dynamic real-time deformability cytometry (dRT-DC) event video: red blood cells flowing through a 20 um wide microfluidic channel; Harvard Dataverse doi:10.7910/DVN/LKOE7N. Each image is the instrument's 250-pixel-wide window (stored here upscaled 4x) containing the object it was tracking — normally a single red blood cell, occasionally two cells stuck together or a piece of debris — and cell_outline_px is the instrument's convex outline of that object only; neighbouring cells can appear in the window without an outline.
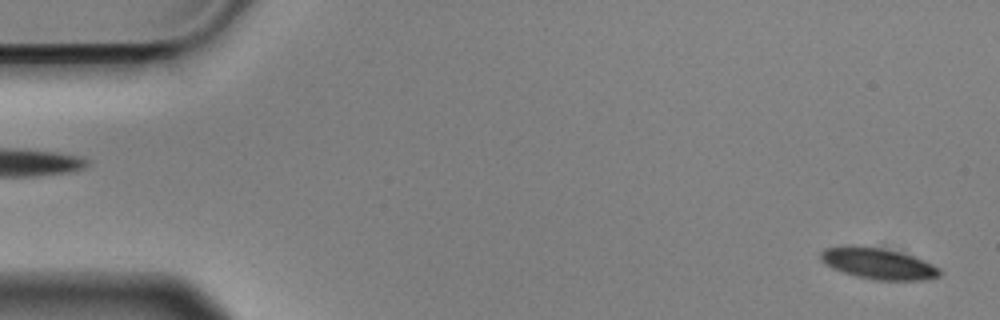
{"species": "Egyptian fruit bat (a non-hibernating species)", "species_latin": "Rousettus aegyptiacus", "temperature_condition": "cold", "stored_images_in_passage": 56, "camera_frame_rate_fps": 3000, "um_per_image_px": 0.085, "animal": {"sex": "male"}, "frame": {"image": 1, "passage_image": 2, "time_ms": 0.333, "image_size_px": [1000, 320], "cell_outline_px": [[940, 276], [920, 280], [872, 280], [856, 276], [832, 268], [820, 256], [820, 252], [828, 248], [880, 248], [912, 256], [940, 268]], "centroid_in_image_um": [74.71, 22.46], "position_along_channel_um": 10.3, "area_um2": 20.4}}
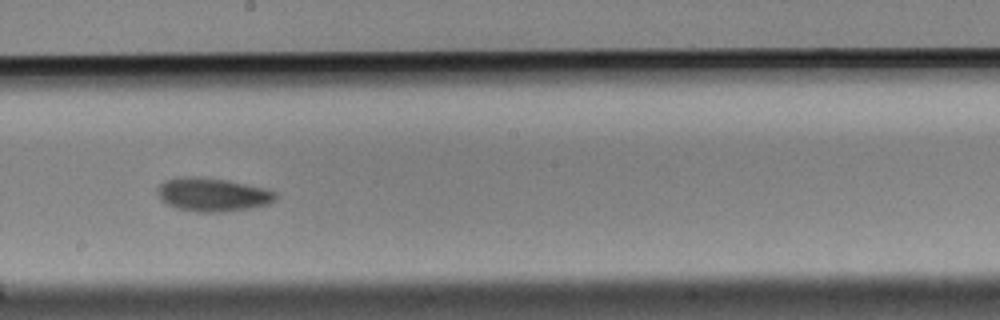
{"frame": {"image": 2, "passage_image": 31, "time_ms": 10.0, "image_size_px": [1000, 320], "cell_outline_px": [[276, 200], [268, 204], [248, 208], [220, 212], [196, 212], [180, 208], [168, 204], [160, 200], [156, 192], [160, 184], [168, 180], [224, 180], [260, 188], [276, 192]], "centroid_in_image_um": [18.1, 16.61], "position_along_channel_um": 230.1, "area_um2": 21.56}}
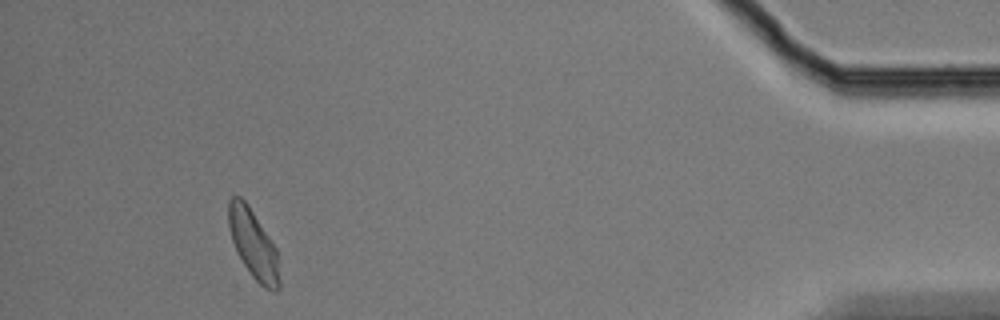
{"frame": {"image": 3, "passage_image": 52, "time_ms": 17.0, "image_size_px": [1000, 320], "cell_outline_px": [[280, 288], [276, 292], [272, 292], [264, 288], [252, 276], [236, 252], [228, 228], [228, 200], [232, 196], [240, 196], [248, 204], [276, 248], [280, 280]], "centroid_in_image_um": [21.53, 20.77], "position_along_channel_um": 413.7, "area_um2": 20.46}, "authors_computed_cell_mechanics": {"area_um2": 21.2993, "velocity_mm_per_s": 3.5571, "shape_relaxation_time_tau1_ms": 5.3909, "shape_relaxation_time_tau2_ms": null, "deformation_change_tau1": 0.1217, "deformation_change_tau2": null}}